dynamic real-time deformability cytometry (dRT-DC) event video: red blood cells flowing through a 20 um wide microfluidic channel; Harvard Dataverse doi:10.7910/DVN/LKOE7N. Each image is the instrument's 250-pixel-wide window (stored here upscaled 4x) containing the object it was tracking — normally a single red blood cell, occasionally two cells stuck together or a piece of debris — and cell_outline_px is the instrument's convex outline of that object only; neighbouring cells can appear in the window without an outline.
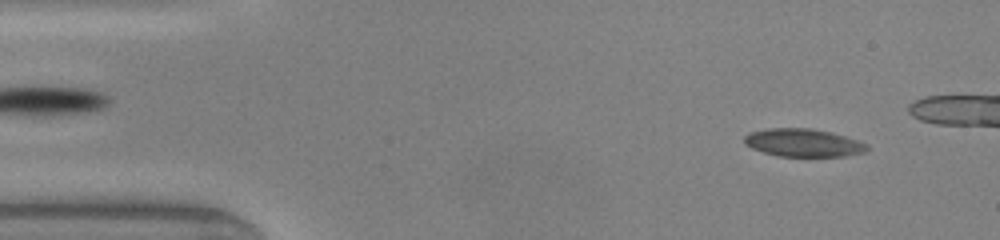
{"species": "common noctule bat (a hibernating species)", "species_latin": "Nyctalus noctula", "temperature_condition": "warm", "stored_images_in_passage": 40, "camera_frame_rate_fps": 3000, "um_per_image_px": 0.085, "animal": {"sex": "male", "body_mass_g": 20.0, "forearm_length_mm": 53.3}, "frame": {"image": 1, "passage_image": 4, "time_ms": 1.0, "image_size_px": [1000, 240], "cell_outline_px": [[868, 148], [864, 152], [844, 156], [776, 156], [752, 148], [744, 144], [744, 136], [748, 132], [768, 128], [812, 128], [832, 132], [868, 144]], "centroid_in_image_um": [68.24, 12.12], "position_along_channel_um": 16.8, "area_um2": 20.0}}
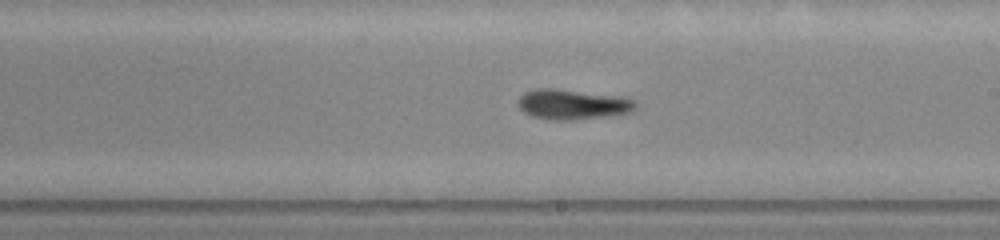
{"frame": {"image": 2, "passage_image": 27, "time_ms": 8.667, "image_size_px": [1000, 240], "cell_outline_px": [[636, 108], [628, 112], [608, 116], [572, 120], [552, 120], [532, 116], [524, 112], [520, 108], [520, 96], [524, 92], [540, 88], [552, 88], [624, 96], [636, 100]], "centroid_in_image_um": [48.71, 8.86], "position_along_channel_um": 240.3, "area_um2": 20.58}}
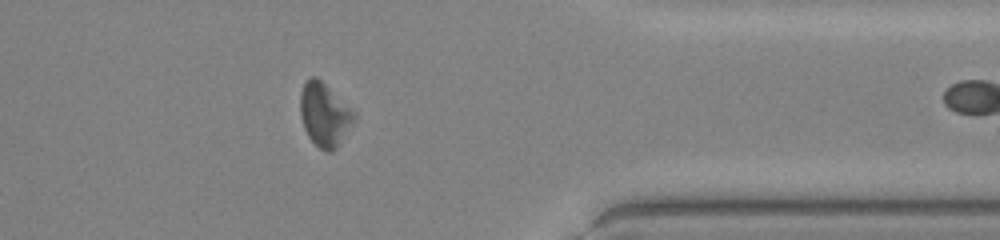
{"frame": {"image": 3, "passage_image": 39, "time_ms": 12.667, "image_size_px": [1000, 240], "cell_outline_px": [[356, 116], [336, 148], [332, 152], [328, 152], [320, 148], [308, 136], [304, 128], [300, 116], [300, 92], [308, 76], [316, 76], [356, 112]], "centroid_in_image_um": [27.55, 9.71], "position_along_channel_um": 383.8, "area_um2": 19.71}}